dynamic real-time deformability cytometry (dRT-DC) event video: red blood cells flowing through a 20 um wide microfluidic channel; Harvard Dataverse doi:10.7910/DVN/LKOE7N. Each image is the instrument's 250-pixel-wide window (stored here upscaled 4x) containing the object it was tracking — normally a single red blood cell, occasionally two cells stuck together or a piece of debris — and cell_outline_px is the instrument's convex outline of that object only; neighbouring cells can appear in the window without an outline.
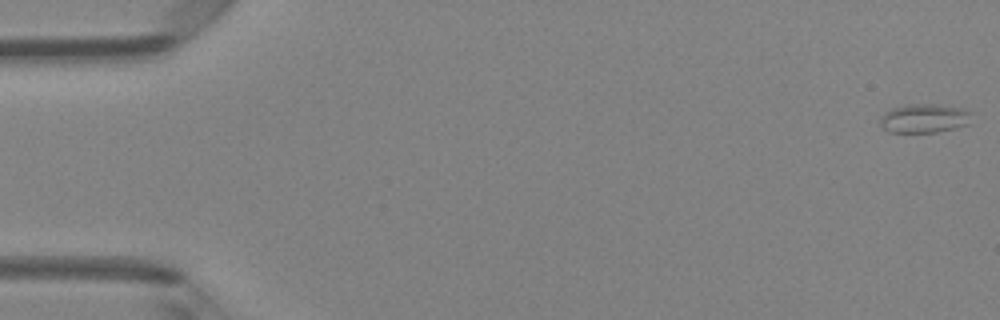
{"species": "Egyptian fruit bat (a non-hibernating species)", "species_latin": "Rousettus aegyptiacus", "temperature_condition": "room temperature", "stored_images_in_passage": 6, "camera_frame_rate_fps": 3000, "um_per_image_px": 0.085, "animal": {"sex": "female"}, "frame": {"image": 1, "passage_image": 1, "time_ms": 0.0, "image_size_px": [1000, 320], "cell_outline_px": [[972, 112], [968, 124], [936, 132], [888, 132], [880, 124], [880, 116], [884, 112], [892, 108], [904, 104], [936, 104], [964, 108]], "centroid_in_image_um": [78.53, 10.04], "position_along_channel_um": 6.5, "area_um2": 15.49}}